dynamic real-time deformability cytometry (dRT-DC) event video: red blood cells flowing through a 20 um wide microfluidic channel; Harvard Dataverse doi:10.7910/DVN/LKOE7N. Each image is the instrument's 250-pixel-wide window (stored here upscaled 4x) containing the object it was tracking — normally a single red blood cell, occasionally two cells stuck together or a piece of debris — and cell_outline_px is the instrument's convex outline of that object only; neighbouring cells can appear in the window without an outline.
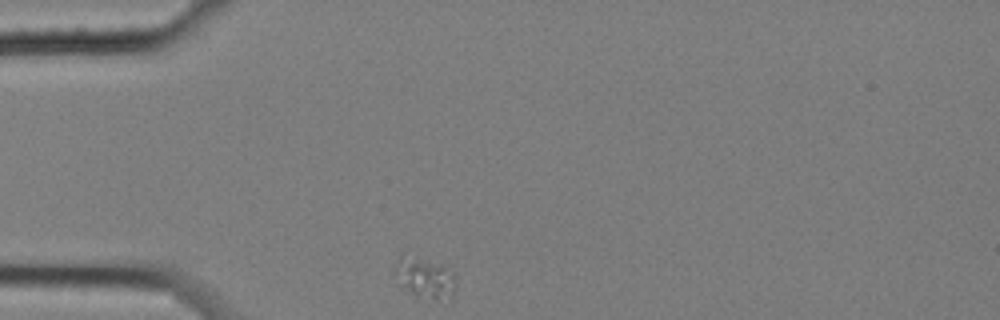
{"species": "common noctule bat (a hibernating species)", "species_latin": "Nyctalus noctula", "temperature_condition": "cold", "stored_images_in_passage": 3, "camera_frame_rate_fps": 3000, "um_per_image_px": 0.085, "animal": {"sex": "female", "body_mass_g": 25.1}, "frame": {"image": 1, "passage_image": 1, "time_ms": 0.0, "image_size_px": [1000, 320], "cell_outline_px": [[456, 284], [452, 296], [436, 300], [416, 296], [400, 284], [392, 276], [392, 268], [400, 256], [416, 256], [444, 268], [452, 272], [456, 276]], "centroid_in_image_um": [36.05, 23.62], "position_along_channel_um": 49.0, "area_um2": 14.33}}